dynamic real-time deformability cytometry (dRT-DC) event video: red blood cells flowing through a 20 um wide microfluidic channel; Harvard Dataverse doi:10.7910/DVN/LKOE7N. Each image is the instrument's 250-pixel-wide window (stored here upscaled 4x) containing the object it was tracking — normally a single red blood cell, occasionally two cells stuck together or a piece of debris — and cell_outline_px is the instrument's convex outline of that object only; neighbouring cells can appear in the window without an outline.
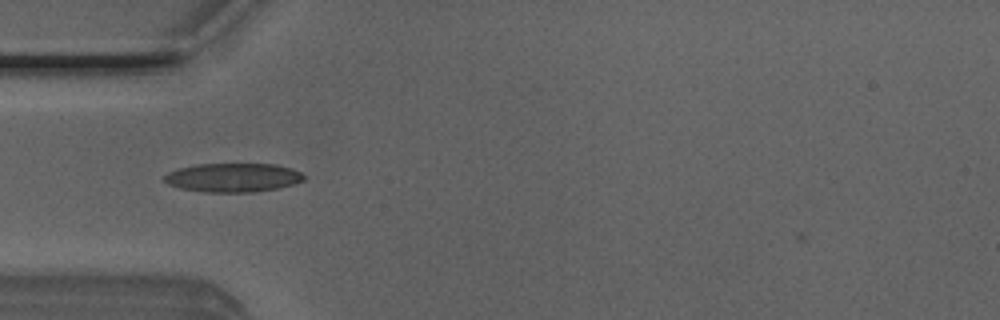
{"species": "Egyptian fruit bat (a non-hibernating species)", "species_latin": "Rousettus aegyptiacus", "temperature_condition": "room temperature", "stored_images_in_passage": 41, "camera_frame_rate_fps": 3000, "um_per_image_px": 0.085, "animal": {"sex": "male"}, "frame": {"image": 1, "passage_image": 5, "time_ms": 1.333, "image_size_px": [1000, 320], "cell_outline_px": [[304, 180], [292, 184], [276, 188], [256, 192], [204, 192], [180, 188], [168, 184], [164, 180], [164, 176], [168, 172], [176, 168], [196, 164], [272, 164], [288, 168], [300, 172], [304, 176]], "centroid_in_image_um": [19.74, 15.09], "position_along_channel_um": 65.3, "area_um2": 23.35}}
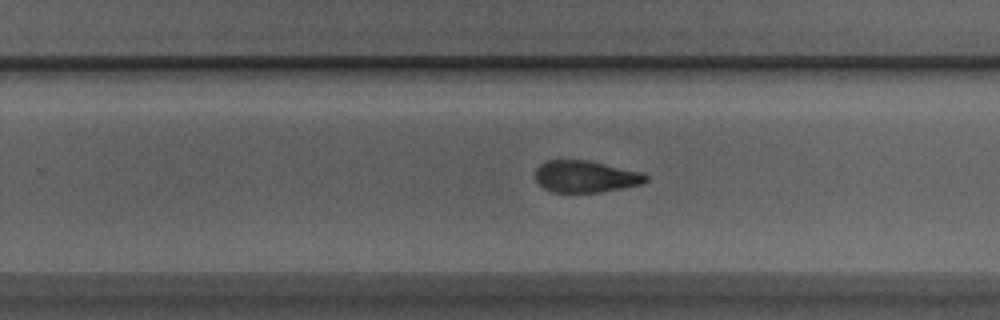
{"frame": {"image": 2, "passage_image": 21, "time_ms": 6.667, "image_size_px": [1000, 320], "cell_outline_px": [[648, 180], [644, 184], [600, 192], [552, 192], [536, 184], [536, 168], [540, 164], [548, 160], [588, 160], [644, 172], [648, 176]], "centroid_in_image_um": [49.8, 15.0], "position_along_channel_um": 280.0, "area_um2": 20.75}}
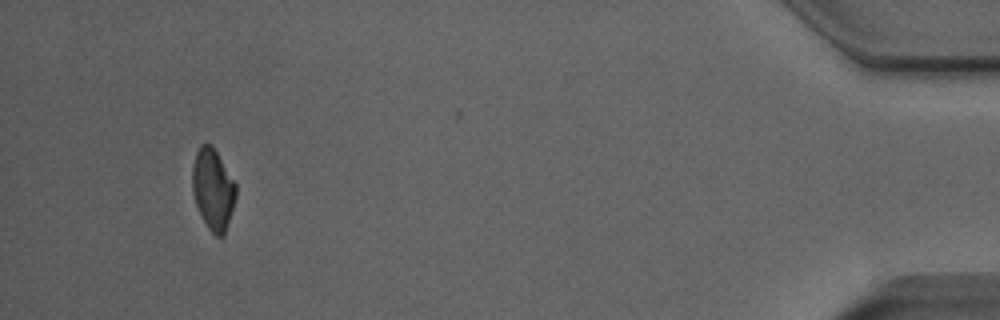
{"frame": {"image": 3, "passage_image": 37, "time_ms": 12.0, "image_size_px": [1000, 320], "cell_outline_px": [[236, 196], [224, 236], [216, 236], [208, 228], [200, 216], [192, 192], [192, 168], [196, 152], [200, 144], [212, 144], [236, 184]], "centroid_in_image_um": [18.09, 16.08], "position_along_channel_um": 417.1, "area_um2": 20.58}, "authors_computed_cell_mechanics": {"area_um2": 21.2704, "velocity_mm_per_s": 4.034, "shape_relaxation_time_tau1_ms": 9.5323, "shape_relaxation_time_tau2_ms": 2.2113, "deformation_change_tau1": 0.2338, "deformation_change_tau2": 0.0863}}